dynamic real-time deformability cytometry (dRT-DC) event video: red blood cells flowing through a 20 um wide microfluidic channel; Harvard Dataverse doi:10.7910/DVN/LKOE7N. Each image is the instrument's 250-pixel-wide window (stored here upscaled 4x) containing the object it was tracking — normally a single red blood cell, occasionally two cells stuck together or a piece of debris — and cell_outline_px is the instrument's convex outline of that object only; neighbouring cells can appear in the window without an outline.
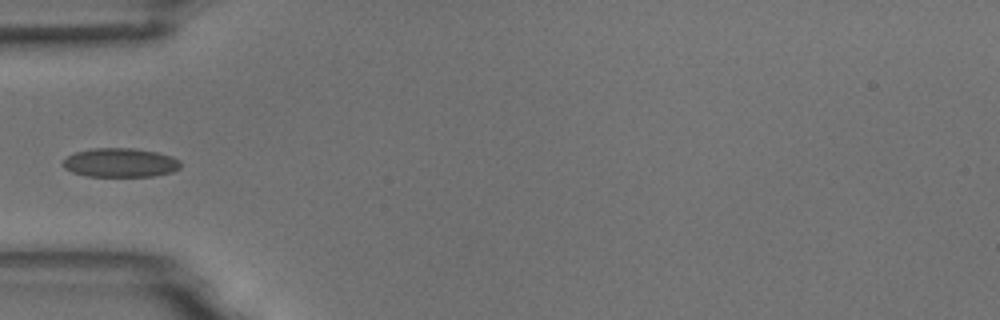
{"species": "common noctule bat (a hibernating species)", "species_latin": "Nyctalus noctula", "temperature_condition": "room temperature", "stored_images_in_passage": 38, "camera_frame_rate_fps": 3000, "um_per_image_px": 0.085, "animal": {"sex": "male", "body_mass_g": 18.8}, "frame": {"image": 1, "passage_image": 1, "time_ms": 0.0, "image_size_px": [1000, 320], "cell_outline_px": [[180, 168], [172, 172], [152, 176], [88, 176], [72, 172], [64, 168], [64, 160], [68, 156], [76, 152], [92, 148], [132, 148], [156, 152], [172, 156], [180, 160]], "centroid_in_image_um": [10.24, 13.82], "position_along_channel_um": 74.8, "area_um2": 19.77}}
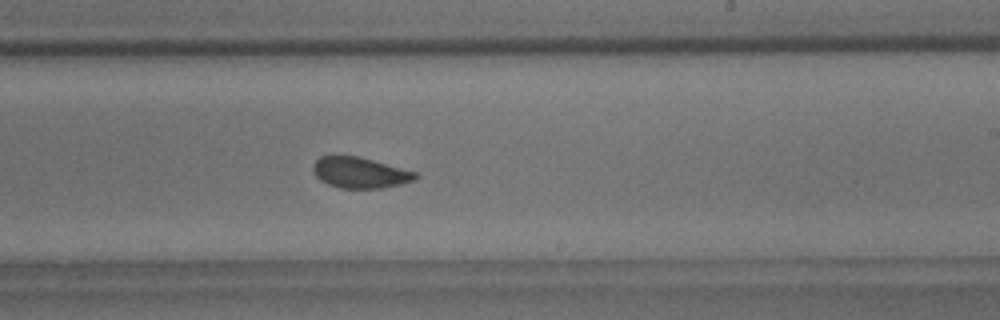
{"frame": {"image": 2, "passage_image": 16, "time_ms": 5.0, "image_size_px": [1000, 320], "cell_outline_px": [[420, 176], [416, 180], [400, 184], [380, 188], [340, 188], [328, 184], [320, 180], [312, 172], [312, 164], [320, 156], [360, 156], [416, 172]], "centroid_in_image_um": [30.59, 14.67], "position_along_channel_um": 258.4, "area_um2": 18.5}}
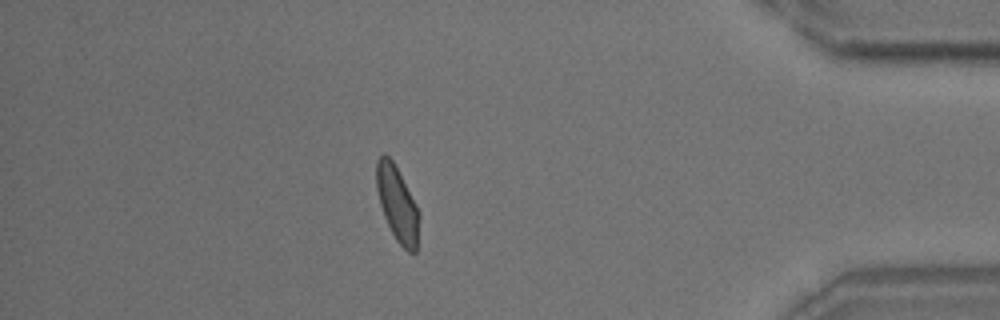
{"frame": {"image": 3, "passage_image": 31, "time_ms": 10.0, "image_size_px": [1000, 320], "cell_outline_px": [[420, 216], [416, 252], [408, 252], [396, 240], [384, 216], [380, 204], [376, 188], [376, 160], [384, 152], [392, 160], [416, 204]], "centroid_in_image_um": [33.76, 17.33], "position_along_channel_um": 401.4, "area_um2": 18.5}}